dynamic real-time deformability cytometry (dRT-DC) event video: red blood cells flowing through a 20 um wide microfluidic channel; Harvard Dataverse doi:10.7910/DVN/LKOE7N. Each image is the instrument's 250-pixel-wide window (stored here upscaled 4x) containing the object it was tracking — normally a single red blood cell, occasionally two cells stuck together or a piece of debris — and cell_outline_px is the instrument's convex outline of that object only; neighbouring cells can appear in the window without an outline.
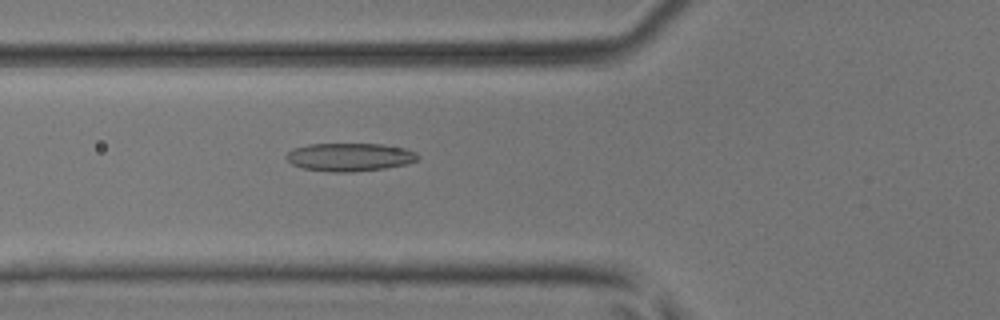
{"species": "common noctule bat (a hibernating species)", "species_latin": "Nyctalus noctula", "temperature_condition": "room temperature", "stored_images_in_passage": 50, "camera_frame_rate_fps": 3000, "um_per_image_px": 0.085, "animal": {"sex": "male", "body_mass_g": 17.9, "forearm_length_mm": 54.2}, "frame": {"image": 1, "passage_image": 19, "time_ms": 6.0, "image_size_px": [1000, 320], "cell_outline_px": [[420, 156], [416, 160], [404, 164], [384, 168], [352, 172], [332, 172], [304, 168], [292, 164], [284, 156], [292, 148], [308, 144], [384, 144], [404, 148], [416, 152]], "centroid_in_image_um": [29.7, 13.34], "position_along_channel_um": 96.1, "area_um2": 21.5}}
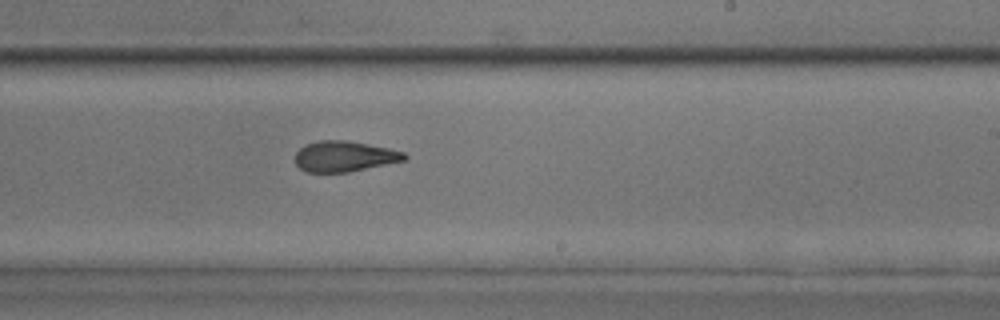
{"frame": {"image": 2, "passage_image": 31, "time_ms": 10.0, "image_size_px": [1000, 320], "cell_outline_px": [[408, 156], [404, 160], [348, 172], [304, 172], [296, 164], [296, 152], [304, 144], [316, 140], [348, 140], [388, 148], [404, 152]], "centroid_in_image_um": [29.23, 13.28], "position_along_channel_um": 259.8, "area_um2": 19.48}}
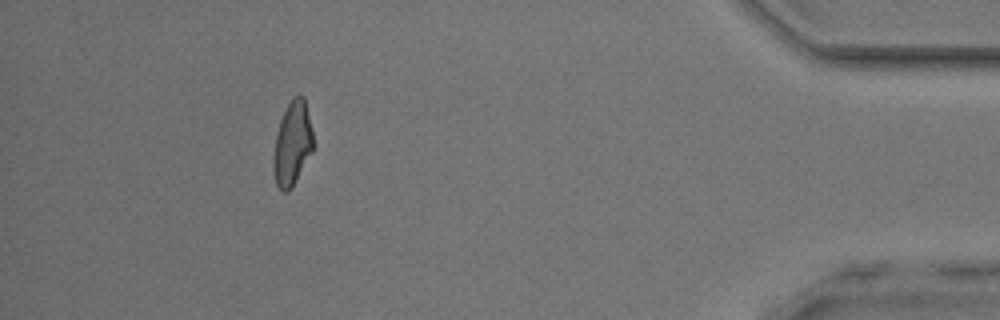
{"frame": {"image": 3, "passage_image": 46, "time_ms": 15.0, "image_size_px": [1000, 320], "cell_outline_px": [[316, 144], [312, 152], [292, 188], [288, 192], [280, 192], [276, 184], [272, 168], [272, 160], [276, 132], [280, 120], [292, 96], [304, 96]], "centroid_in_image_um": [24.85, 12.24], "position_along_channel_um": 410.3, "area_um2": 20.0}, "authors_computed_cell_mechanics": {"area_um2": 20.1722, "velocity_mm_per_s": 4.1012, "shape_relaxation_time_tau1_ms": 5.7214, "shape_relaxation_time_tau2_ms": 2.2358, "deformation_change_tau1": 0.1997, "deformation_change_tau2": 0.116}}